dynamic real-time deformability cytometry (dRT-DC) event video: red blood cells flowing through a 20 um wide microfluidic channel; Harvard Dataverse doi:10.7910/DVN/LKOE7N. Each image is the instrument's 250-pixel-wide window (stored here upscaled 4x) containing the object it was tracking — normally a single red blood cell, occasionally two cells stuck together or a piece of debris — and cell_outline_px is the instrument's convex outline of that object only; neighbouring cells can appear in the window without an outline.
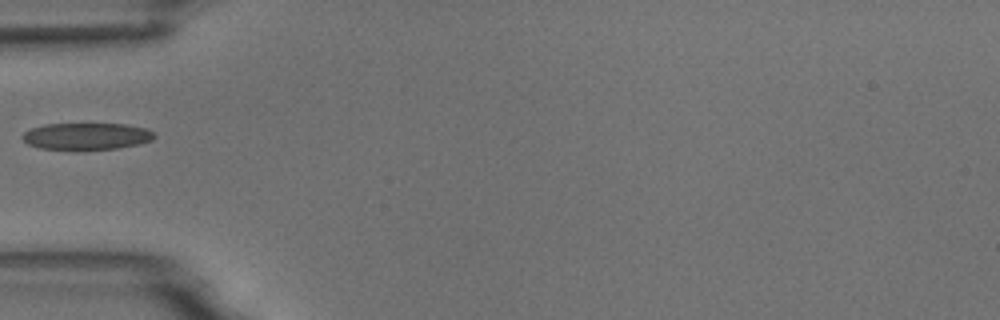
{"species": "common noctule bat (a hibernating species)", "species_latin": "Nyctalus noctula", "temperature_condition": "room temperature", "stored_images_in_passage": 1, "camera_frame_rate_fps": 3000, "um_per_image_px": 0.085, "animal": {"sex": "male", "body_mass_g": 18.8}, "frame": {"image": 1, "passage_image": 1, "time_ms": 0.0, "image_size_px": [1000, 320], "cell_outline_px": [[156, 136], [152, 140], [136, 144], [116, 148], [84, 152], [40, 148], [28, 144], [20, 136], [24, 132], [32, 128], [44, 124], [128, 124], [144, 128], [152, 132]], "centroid_in_image_um": [7.31, 11.61], "position_along_channel_um": 77.7, "area_um2": 21.1}}